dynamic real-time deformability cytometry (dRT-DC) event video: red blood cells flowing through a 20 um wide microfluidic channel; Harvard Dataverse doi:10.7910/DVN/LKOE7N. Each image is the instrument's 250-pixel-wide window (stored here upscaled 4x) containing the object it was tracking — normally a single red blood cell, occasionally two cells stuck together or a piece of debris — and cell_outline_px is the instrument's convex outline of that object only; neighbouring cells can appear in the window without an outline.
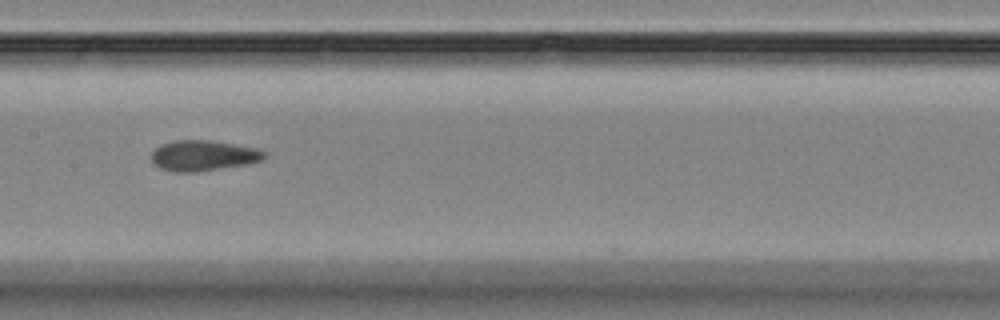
{"species": "Egyptian fruit bat (a non-hibernating species)", "species_latin": "Rousettus aegyptiacus", "temperature_condition": "room temperature", "stored_images_in_passage": 6, "camera_frame_rate_fps": 3000, "um_per_image_px": 0.085, "animal": {"sex": "female"}, "frame": {"image": 1, "passage_image": 4, "time_ms": 3.667, "image_size_px": [1000, 320], "cell_outline_px": [[264, 160], [248, 164], [196, 172], [176, 172], [160, 168], [152, 164], [152, 152], [160, 144], [172, 140], [212, 140], [256, 148], [264, 152]], "centroid_in_image_um": [17.25, 13.22], "position_along_channel_um": 190.2, "area_um2": 20.17}}
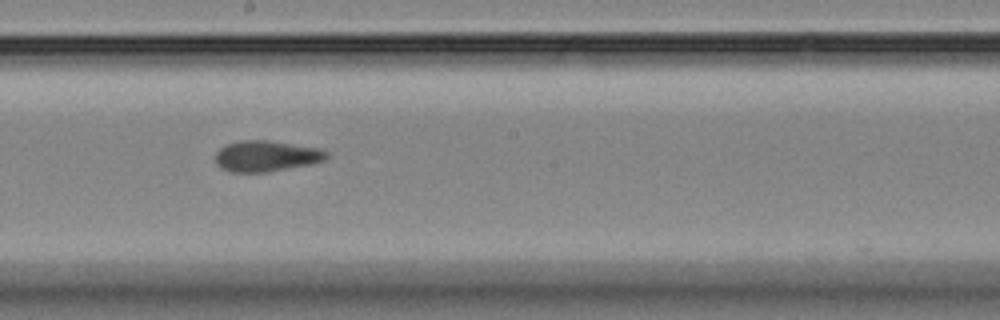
{"frame": {"image": 2, "passage_image": 5, "time_ms": 4.667, "image_size_px": [1000, 320], "cell_outline_px": [[328, 156], [324, 160], [312, 164], [268, 172], [232, 172], [220, 168], [216, 164], [216, 152], [224, 144], [240, 140], [268, 140], [320, 148], [328, 152]], "centroid_in_image_um": [22.62, 13.26], "position_along_channel_um": 225.6, "area_um2": 20.23}}
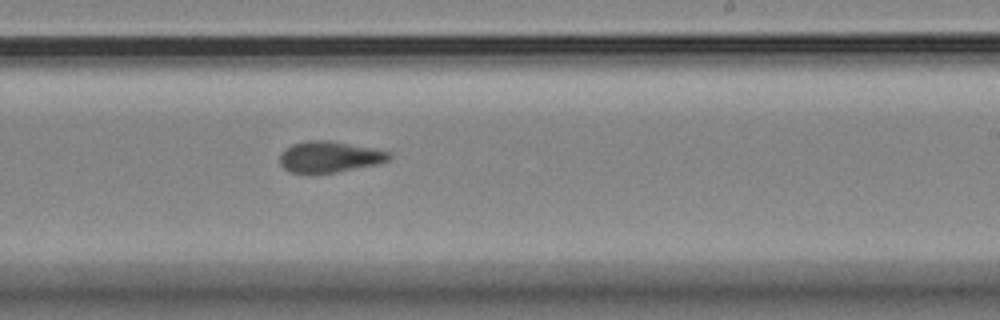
{"frame": {"image": 3, "passage_image": 6, "time_ms": 5.667, "image_size_px": [1000, 320], "cell_outline_px": [[392, 156], [388, 160], [380, 164], [336, 172], [312, 176], [308, 176], [288, 172], [280, 164], [280, 152], [284, 148], [292, 144], [308, 140], [332, 140], [392, 152]], "centroid_in_image_um": [27.96, 13.36], "position_along_channel_um": 261.0, "area_um2": 20.69}}